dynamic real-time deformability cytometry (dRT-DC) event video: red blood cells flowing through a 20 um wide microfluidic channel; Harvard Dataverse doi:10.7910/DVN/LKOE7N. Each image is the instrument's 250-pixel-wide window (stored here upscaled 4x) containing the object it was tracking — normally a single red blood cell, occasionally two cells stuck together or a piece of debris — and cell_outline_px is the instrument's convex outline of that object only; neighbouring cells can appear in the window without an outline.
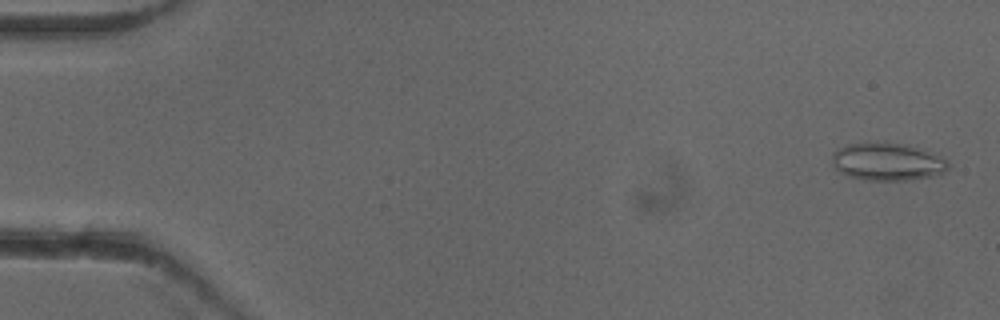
{"species": "common noctule bat (a hibernating species)", "species_latin": "Nyctalus noctula", "temperature_condition": "cold", "stored_images_in_passage": 52, "camera_frame_rate_fps": 3000, "um_per_image_px": 0.085, "animal": {"sex": "female"}, "frame": {"image": 1, "passage_image": 2, "time_ms": 0.333, "image_size_px": [1000, 320], "cell_outline_px": [[952, 164], [944, 172], [932, 176], [904, 180], [864, 180], [848, 176], [840, 172], [836, 168], [832, 160], [832, 156], [836, 148], [848, 144], [904, 144], [940, 156], [948, 160]], "centroid_in_image_um": [75.43, 13.77], "position_along_channel_um": 9.6, "area_um2": 24.97}}
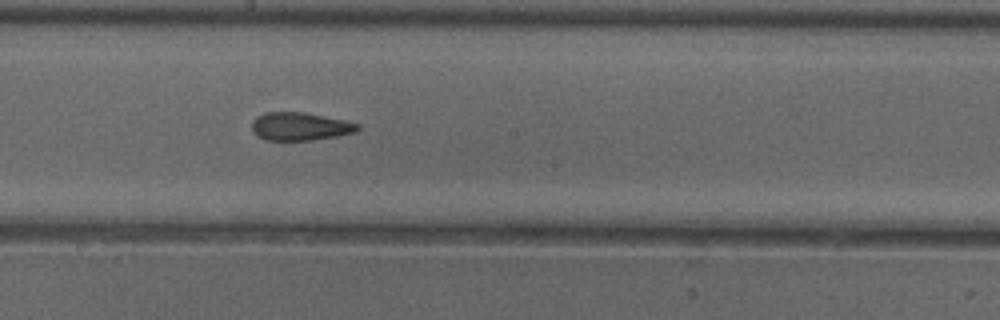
{"frame": {"image": 2, "passage_image": 29, "time_ms": 9.333, "image_size_px": [1000, 320], "cell_outline_px": [[360, 128], [356, 132], [336, 136], [312, 140], [268, 140], [256, 136], [252, 132], [252, 120], [256, 116], [264, 112], [304, 112], [344, 120], [360, 124]], "centroid_in_image_um": [25.48, 10.74], "position_along_channel_um": 222.7, "area_um2": 17.4}}
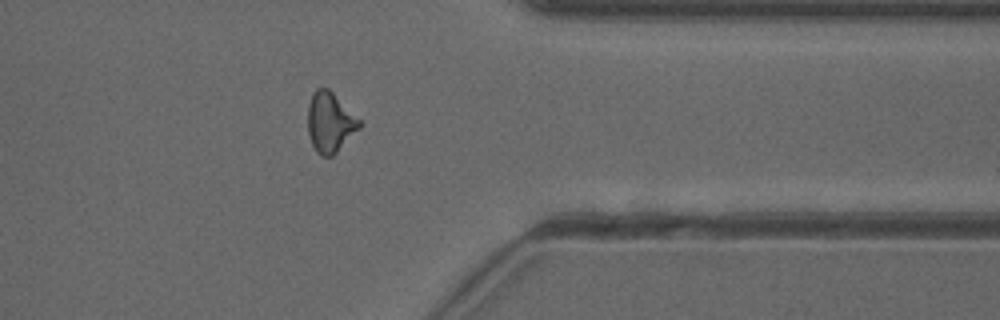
{"frame": {"image": 3, "passage_image": 42, "time_ms": 13.667, "image_size_px": [1000, 320], "cell_outline_px": [[360, 128], [332, 156], [320, 156], [316, 152], [312, 144], [308, 132], [308, 104], [312, 92], [316, 88], [328, 88], [360, 120]], "centroid_in_image_um": [28.02, 10.39], "position_along_channel_um": 383.4, "area_um2": 17.86}, "authors_computed_cell_mechanics": {"area_um2": 17.8891, "velocity_mm_per_s": 3.9509, "shape_relaxation_time_tau1_ms": null, "shape_relaxation_time_tau2_ms": 2.4581, "deformation_change_tau1": null, "deformation_change_tau2": 0.1065}}